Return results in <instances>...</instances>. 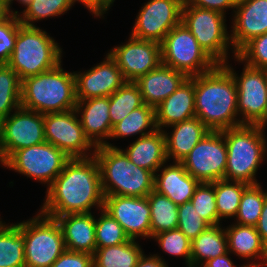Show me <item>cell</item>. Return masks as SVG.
<instances>
[{"instance_id": "1", "label": "cell", "mask_w": 267, "mask_h": 267, "mask_svg": "<svg viewBox=\"0 0 267 267\" xmlns=\"http://www.w3.org/2000/svg\"><path fill=\"white\" fill-rule=\"evenodd\" d=\"M46 192L40 212L52 218L91 213L94 206L103 209L105 197L95 156L70 158Z\"/></svg>"}, {"instance_id": "2", "label": "cell", "mask_w": 267, "mask_h": 267, "mask_svg": "<svg viewBox=\"0 0 267 267\" xmlns=\"http://www.w3.org/2000/svg\"><path fill=\"white\" fill-rule=\"evenodd\" d=\"M195 111L210 131L243 125L238 115V93L234 78L218 64L209 72L194 76Z\"/></svg>"}, {"instance_id": "3", "label": "cell", "mask_w": 267, "mask_h": 267, "mask_svg": "<svg viewBox=\"0 0 267 267\" xmlns=\"http://www.w3.org/2000/svg\"><path fill=\"white\" fill-rule=\"evenodd\" d=\"M94 156L104 196L143 197L154 190V174L131 162L123 149L107 142L96 147Z\"/></svg>"}, {"instance_id": "4", "label": "cell", "mask_w": 267, "mask_h": 267, "mask_svg": "<svg viewBox=\"0 0 267 267\" xmlns=\"http://www.w3.org/2000/svg\"><path fill=\"white\" fill-rule=\"evenodd\" d=\"M60 63L54 69L22 80L21 106L40 114L74 110L77 104L74 72Z\"/></svg>"}, {"instance_id": "5", "label": "cell", "mask_w": 267, "mask_h": 267, "mask_svg": "<svg viewBox=\"0 0 267 267\" xmlns=\"http://www.w3.org/2000/svg\"><path fill=\"white\" fill-rule=\"evenodd\" d=\"M227 147L224 179L258 184L256 172L265 159L267 138L256 125L243 124L222 131Z\"/></svg>"}, {"instance_id": "6", "label": "cell", "mask_w": 267, "mask_h": 267, "mask_svg": "<svg viewBox=\"0 0 267 267\" xmlns=\"http://www.w3.org/2000/svg\"><path fill=\"white\" fill-rule=\"evenodd\" d=\"M61 54L62 49L46 31L21 24L7 65L22 81L54 69L62 62Z\"/></svg>"}, {"instance_id": "7", "label": "cell", "mask_w": 267, "mask_h": 267, "mask_svg": "<svg viewBox=\"0 0 267 267\" xmlns=\"http://www.w3.org/2000/svg\"><path fill=\"white\" fill-rule=\"evenodd\" d=\"M25 267H51L66 250L63 232L55 218L39 213L22 222Z\"/></svg>"}, {"instance_id": "8", "label": "cell", "mask_w": 267, "mask_h": 267, "mask_svg": "<svg viewBox=\"0 0 267 267\" xmlns=\"http://www.w3.org/2000/svg\"><path fill=\"white\" fill-rule=\"evenodd\" d=\"M224 17L220 12L183 3L181 22L217 64L228 61L227 55L231 46Z\"/></svg>"}, {"instance_id": "9", "label": "cell", "mask_w": 267, "mask_h": 267, "mask_svg": "<svg viewBox=\"0 0 267 267\" xmlns=\"http://www.w3.org/2000/svg\"><path fill=\"white\" fill-rule=\"evenodd\" d=\"M161 55L162 64L183 72L187 77L209 72L218 65L182 22L165 36Z\"/></svg>"}, {"instance_id": "10", "label": "cell", "mask_w": 267, "mask_h": 267, "mask_svg": "<svg viewBox=\"0 0 267 267\" xmlns=\"http://www.w3.org/2000/svg\"><path fill=\"white\" fill-rule=\"evenodd\" d=\"M69 159L62 150L44 142L15 151L2 165L49 187Z\"/></svg>"}, {"instance_id": "11", "label": "cell", "mask_w": 267, "mask_h": 267, "mask_svg": "<svg viewBox=\"0 0 267 267\" xmlns=\"http://www.w3.org/2000/svg\"><path fill=\"white\" fill-rule=\"evenodd\" d=\"M44 142V114L20 106L1 120L0 163L19 149Z\"/></svg>"}, {"instance_id": "12", "label": "cell", "mask_w": 267, "mask_h": 267, "mask_svg": "<svg viewBox=\"0 0 267 267\" xmlns=\"http://www.w3.org/2000/svg\"><path fill=\"white\" fill-rule=\"evenodd\" d=\"M181 163L199 182L212 183L224 179L227 147L222 131H210Z\"/></svg>"}, {"instance_id": "13", "label": "cell", "mask_w": 267, "mask_h": 267, "mask_svg": "<svg viewBox=\"0 0 267 267\" xmlns=\"http://www.w3.org/2000/svg\"><path fill=\"white\" fill-rule=\"evenodd\" d=\"M78 117L75 109L44 114L45 139L70 158H88L94 156L96 147L84 134Z\"/></svg>"}, {"instance_id": "14", "label": "cell", "mask_w": 267, "mask_h": 267, "mask_svg": "<svg viewBox=\"0 0 267 267\" xmlns=\"http://www.w3.org/2000/svg\"><path fill=\"white\" fill-rule=\"evenodd\" d=\"M228 63L222 64L235 80L238 93V115L242 124L256 125L267 108V70L244 65L243 72L237 76Z\"/></svg>"}, {"instance_id": "15", "label": "cell", "mask_w": 267, "mask_h": 267, "mask_svg": "<svg viewBox=\"0 0 267 267\" xmlns=\"http://www.w3.org/2000/svg\"><path fill=\"white\" fill-rule=\"evenodd\" d=\"M184 0H149L141 7L131 36L162 43L168 32L181 23Z\"/></svg>"}, {"instance_id": "16", "label": "cell", "mask_w": 267, "mask_h": 267, "mask_svg": "<svg viewBox=\"0 0 267 267\" xmlns=\"http://www.w3.org/2000/svg\"><path fill=\"white\" fill-rule=\"evenodd\" d=\"M108 53L127 82L137 81L162 63L160 43L137 39L131 35L127 43L110 49Z\"/></svg>"}, {"instance_id": "17", "label": "cell", "mask_w": 267, "mask_h": 267, "mask_svg": "<svg viewBox=\"0 0 267 267\" xmlns=\"http://www.w3.org/2000/svg\"><path fill=\"white\" fill-rule=\"evenodd\" d=\"M103 210L114 218L129 239L151 238V209L147 196H104Z\"/></svg>"}, {"instance_id": "18", "label": "cell", "mask_w": 267, "mask_h": 267, "mask_svg": "<svg viewBox=\"0 0 267 267\" xmlns=\"http://www.w3.org/2000/svg\"><path fill=\"white\" fill-rule=\"evenodd\" d=\"M76 100L109 97L127 81L115 60L106 54V59L86 72H74Z\"/></svg>"}, {"instance_id": "19", "label": "cell", "mask_w": 267, "mask_h": 267, "mask_svg": "<svg viewBox=\"0 0 267 267\" xmlns=\"http://www.w3.org/2000/svg\"><path fill=\"white\" fill-rule=\"evenodd\" d=\"M230 34L234 57L252 38L267 33V0H237Z\"/></svg>"}, {"instance_id": "20", "label": "cell", "mask_w": 267, "mask_h": 267, "mask_svg": "<svg viewBox=\"0 0 267 267\" xmlns=\"http://www.w3.org/2000/svg\"><path fill=\"white\" fill-rule=\"evenodd\" d=\"M75 110L81 114L80 122L84 134L95 146L107 144L104 139H109L112 132L110 121L109 97H95L77 101Z\"/></svg>"}, {"instance_id": "21", "label": "cell", "mask_w": 267, "mask_h": 267, "mask_svg": "<svg viewBox=\"0 0 267 267\" xmlns=\"http://www.w3.org/2000/svg\"><path fill=\"white\" fill-rule=\"evenodd\" d=\"M195 116L194 76L187 77L176 91L155 108L156 126L161 130Z\"/></svg>"}, {"instance_id": "22", "label": "cell", "mask_w": 267, "mask_h": 267, "mask_svg": "<svg viewBox=\"0 0 267 267\" xmlns=\"http://www.w3.org/2000/svg\"><path fill=\"white\" fill-rule=\"evenodd\" d=\"M186 78L183 72L161 63L154 70L141 76L135 83L140 88L144 103L156 108L176 91Z\"/></svg>"}, {"instance_id": "23", "label": "cell", "mask_w": 267, "mask_h": 267, "mask_svg": "<svg viewBox=\"0 0 267 267\" xmlns=\"http://www.w3.org/2000/svg\"><path fill=\"white\" fill-rule=\"evenodd\" d=\"M160 170V174H154V191L167 196L177 206L189 202L200 182L185 170L181 162L163 165Z\"/></svg>"}, {"instance_id": "24", "label": "cell", "mask_w": 267, "mask_h": 267, "mask_svg": "<svg viewBox=\"0 0 267 267\" xmlns=\"http://www.w3.org/2000/svg\"><path fill=\"white\" fill-rule=\"evenodd\" d=\"M63 232L66 250L93 255L96 219L92 213L64 214L55 218Z\"/></svg>"}, {"instance_id": "25", "label": "cell", "mask_w": 267, "mask_h": 267, "mask_svg": "<svg viewBox=\"0 0 267 267\" xmlns=\"http://www.w3.org/2000/svg\"><path fill=\"white\" fill-rule=\"evenodd\" d=\"M228 251L244 259L261 262L246 264L247 267H267V246L262 242L255 226L231 224L225 229Z\"/></svg>"}, {"instance_id": "26", "label": "cell", "mask_w": 267, "mask_h": 267, "mask_svg": "<svg viewBox=\"0 0 267 267\" xmlns=\"http://www.w3.org/2000/svg\"><path fill=\"white\" fill-rule=\"evenodd\" d=\"M123 151L136 166L151 171L153 174L168 161L166 138L164 130L161 129L137 138Z\"/></svg>"}, {"instance_id": "27", "label": "cell", "mask_w": 267, "mask_h": 267, "mask_svg": "<svg viewBox=\"0 0 267 267\" xmlns=\"http://www.w3.org/2000/svg\"><path fill=\"white\" fill-rule=\"evenodd\" d=\"M171 134L164 130L166 138L167 159H174L173 162H181L195 145L205 137L210 130L196 116L171 125Z\"/></svg>"}, {"instance_id": "28", "label": "cell", "mask_w": 267, "mask_h": 267, "mask_svg": "<svg viewBox=\"0 0 267 267\" xmlns=\"http://www.w3.org/2000/svg\"><path fill=\"white\" fill-rule=\"evenodd\" d=\"M220 225H210L191 241L190 267H201L208 260L228 252L226 231Z\"/></svg>"}, {"instance_id": "29", "label": "cell", "mask_w": 267, "mask_h": 267, "mask_svg": "<svg viewBox=\"0 0 267 267\" xmlns=\"http://www.w3.org/2000/svg\"><path fill=\"white\" fill-rule=\"evenodd\" d=\"M24 246L22 222L8 225L0 221V267H25Z\"/></svg>"}, {"instance_id": "30", "label": "cell", "mask_w": 267, "mask_h": 267, "mask_svg": "<svg viewBox=\"0 0 267 267\" xmlns=\"http://www.w3.org/2000/svg\"><path fill=\"white\" fill-rule=\"evenodd\" d=\"M143 254L141 246L130 239L120 245L97 248L93 254V267H136Z\"/></svg>"}, {"instance_id": "31", "label": "cell", "mask_w": 267, "mask_h": 267, "mask_svg": "<svg viewBox=\"0 0 267 267\" xmlns=\"http://www.w3.org/2000/svg\"><path fill=\"white\" fill-rule=\"evenodd\" d=\"M147 199L151 209V238L160 232L178 228V206L171 199L154 190Z\"/></svg>"}, {"instance_id": "32", "label": "cell", "mask_w": 267, "mask_h": 267, "mask_svg": "<svg viewBox=\"0 0 267 267\" xmlns=\"http://www.w3.org/2000/svg\"><path fill=\"white\" fill-rule=\"evenodd\" d=\"M147 129L150 130L148 131ZM156 129L155 108L144 104L133 110L121 122L114 125L109 139L124 138L136 134H139V137H141L154 132Z\"/></svg>"}, {"instance_id": "33", "label": "cell", "mask_w": 267, "mask_h": 267, "mask_svg": "<svg viewBox=\"0 0 267 267\" xmlns=\"http://www.w3.org/2000/svg\"><path fill=\"white\" fill-rule=\"evenodd\" d=\"M109 104L110 121L113 127L145 103L139 86L135 82H126L109 96Z\"/></svg>"}, {"instance_id": "34", "label": "cell", "mask_w": 267, "mask_h": 267, "mask_svg": "<svg viewBox=\"0 0 267 267\" xmlns=\"http://www.w3.org/2000/svg\"><path fill=\"white\" fill-rule=\"evenodd\" d=\"M247 186L246 183L226 179L214 182L217 214L220 221L228 217L235 218L242 193Z\"/></svg>"}, {"instance_id": "35", "label": "cell", "mask_w": 267, "mask_h": 267, "mask_svg": "<svg viewBox=\"0 0 267 267\" xmlns=\"http://www.w3.org/2000/svg\"><path fill=\"white\" fill-rule=\"evenodd\" d=\"M21 85L18 74L7 64H0V119L21 106Z\"/></svg>"}, {"instance_id": "36", "label": "cell", "mask_w": 267, "mask_h": 267, "mask_svg": "<svg viewBox=\"0 0 267 267\" xmlns=\"http://www.w3.org/2000/svg\"><path fill=\"white\" fill-rule=\"evenodd\" d=\"M266 196L267 191H263L260 183L248 185L244 189L240 199L239 209L235 216L237 220L236 223L240 225L256 226Z\"/></svg>"}, {"instance_id": "37", "label": "cell", "mask_w": 267, "mask_h": 267, "mask_svg": "<svg viewBox=\"0 0 267 267\" xmlns=\"http://www.w3.org/2000/svg\"><path fill=\"white\" fill-rule=\"evenodd\" d=\"M73 4L70 0H32L25 6L22 15L18 14L23 25L35 26L33 23L48 17L66 13Z\"/></svg>"}, {"instance_id": "38", "label": "cell", "mask_w": 267, "mask_h": 267, "mask_svg": "<svg viewBox=\"0 0 267 267\" xmlns=\"http://www.w3.org/2000/svg\"><path fill=\"white\" fill-rule=\"evenodd\" d=\"M100 213L101 216L96 219L95 225L97 248L116 246L130 240L123 227L114 218L103 209Z\"/></svg>"}, {"instance_id": "39", "label": "cell", "mask_w": 267, "mask_h": 267, "mask_svg": "<svg viewBox=\"0 0 267 267\" xmlns=\"http://www.w3.org/2000/svg\"><path fill=\"white\" fill-rule=\"evenodd\" d=\"M190 201L199 213L198 215L210 225L220 224L217 214L214 182H200Z\"/></svg>"}, {"instance_id": "40", "label": "cell", "mask_w": 267, "mask_h": 267, "mask_svg": "<svg viewBox=\"0 0 267 267\" xmlns=\"http://www.w3.org/2000/svg\"><path fill=\"white\" fill-rule=\"evenodd\" d=\"M153 238L158 242L160 248H162L165 253L172 256L183 257L187 266L190 267L191 240L178 228L160 232L154 235L152 239Z\"/></svg>"}, {"instance_id": "41", "label": "cell", "mask_w": 267, "mask_h": 267, "mask_svg": "<svg viewBox=\"0 0 267 267\" xmlns=\"http://www.w3.org/2000/svg\"><path fill=\"white\" fill-rule=\"evenodd\" d=\"M234 58L253 68L267 70V33L252 38L237 52V56Z\"/></svg>"}, {"instance_id": "42", "label": "cell", "mask_w": 267, "mask_h": 267, "mask_svg": "<svg viewBox=\"0 0 267 267\" xmlns=\"http://www.w3.org/2000/svg\"><path fill=\"white\" fill-rule=\"evenodd\" d=\"M198 214L191 201L178 206V229L191 241L210 226Z\"/></svg>"}, {"instance_id": "43", "label": "cell", "mask_w": 267, "mask_h": 267, "mask_svg": "<svg viewBox=\"0 0 267 267\" xmlns=\"http://www.w3.org/2000/svg\"><path fill=\"white\" fill-rule=\"evenodd\" d=\"M21 24L18 14L15 13H7L0 19V64H7L9 61Z\"/></svg>"}, {"instance_id": "44", "label": "cell", "mask_w": 267, "mask_h": 267, "mask_svg": "<svg viewBox=\"0 0 267 267\" xmlns=\"http://www.w3.org/2000/svg\"><path fill=\"white\" fill-rule=\"evenodd\" d=\"M51 267H93V255L65 250Z\"/></svg>"}, {"instance_id": "45", "label": "cell", "mask_w": 267, "mask_h": 267, "mask_svg": "<svg viewBox=\"0 0 267 267\" xmlns=\"http://www.w3.org/2000/svg\"><path fill=\"white\" fill-rule=\"evenodd\" d=\"M184 3L189 6L214 10L225 15L226 9H235L237 0H184Z\"/></svg>"}, {"instance_id": "46", "label": "cell", "mask_w": 267, "mask_h": 267, "mask_svg": "<svg viewBox=\"0 0 267 267\" xmlns=\"http://www.w3.org/2000/svg\"><path fill=\"white\" fill-rule=\"evenodd\" d=\"M136 267H168V265L162 257L158 256V254H154L148 257L143 254L139 259Z\"/></svg>"}, {"instance_id": "47", "label": "cell", "mask_w": 267, "mask_h": 267, "mask_svg": "<svg viewBox=\"0 0 267 267\" xmlns=\"http://www.w3.org/2000/svg\"><path fill=\"white\" fill-rule=\"evenodd\" d=\"M255 227L262 239V242L267 246V196L265 198L259 221Z\"/></svg>"}, {"instance_id": "48", "label": "cell", "mask_w": 267, "mask_h": 267, "mask_svg": "<svg viewBox=\"0 0 267 267\" xmlns=\"http://www.w3.org/2000/svg\"><path fill=\"white\" fill-rule=\"evenodd\" d=\"M230 252L217 256L216 258L210 259L205 262L201 267H237L234 265L233 261H231L230 257L228 256ZM241 267H247L243 265Z\"/></svg>"}, {"instance_id": "49", "label": "cell", "mask_w": 267, "mask_h": 267, "mask_svg": "<svg viewBox=\"0 0 267 267\" xmlns=\"http://www.w3.org/2000/svg\"><path fill=\"white\" fill-rule=\"evenodd\" d=\"M74 5L75 2H81L94 16L101 17V0H70Z\"/></svg>"}, {"instance_id": "50", "label": "cell", "mask_w": 267, "mask_h": 267, "mask_svg": "<svg viewBox=\"0 0 267 267\" xmlns=\"http://www.w3.org/2000/svg\"><path fill=\"white\" fill-rule=\"evenodd\" d=\"M114 1L115 0H101V17L110 9V6Z\"/></svg>"}, {"instance_id": "51", "label": "cell", "mask_w": 267, "mask_h": 267, "mask_svg": "<svg viewBox=\"0 0 267 267\" xmlns=\"http://www.w3.org/2000/svg\"><path fill=\"white\" fill-rule=\"evenodd\" d=\"M267 125V108H266V111H265V114L264 116L261 118V120L256 124V126L262 131V133L264 134L265 136V127Z\"/></svg>"}, {"instance_id": "52", "label": "cell", "mask_w": 267, "mask_h": 267, "mask_svg": "<svg viewBox=\"0 0 267 267\" xmlns=\"http://www.w3.org/2000/svg\"><path fill=\"white\" fill-rule=\"evenodd\" d=\"M13 0H0V2L2 3V5L7 9L8 13H15V14H19V11H12L11 8V4Z\"/></svg>"}, {"instance_id": "53", "label": "cell", "mask_w": 267, "mask_h": 267, "mask_svg": "<svg viewBox=\"0 0 267 267\" xmlns=\"http://www.w3.org/2000/svg\"><path fill=\"white\" fill-rule=\"evenodd\" d=\"M8 13L7 9L0 2V19Z\"/></svg>"}, {"instance_id": "54", "label": "cell", "mask_w": 267, "mask_h": 267, "mask_svg": "<svg viewBox=\"0 0 267 267\" xmlns=\"http://www.w3.org/2000/svg\"><path fill=\"white\" fill-rule=\"evenodd\" d=\"M14 1V0H13ZM20 4H23L26 6L28 3H30L32 0H17Z\"/></svg>"}, {"instance_id": "55", "label": "cell", "mask_w": 267, "mask_h": 267, "mask_svg": "<svg viewBox=\"0 0 267 267\" xmlns=\"http://www.w3.org/2000/svg\"><path fill=\"white\" fill-rule=\"evenodd\" d=\"M0 138H1V119H0Z\"/></svg>"}]
</instances>
